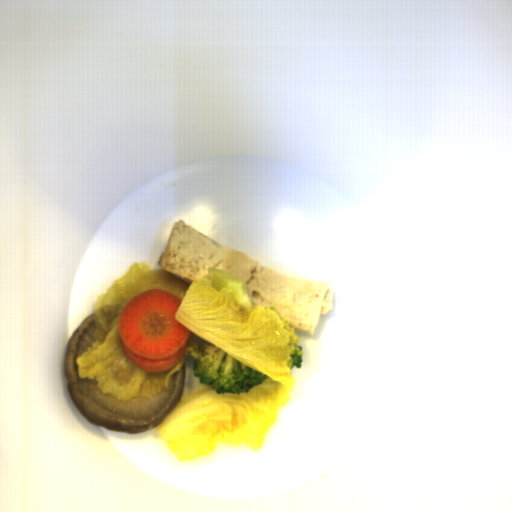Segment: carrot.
Segmentation results:
<instances>
[{
    "mask_svg": "<svg viewBox=\"0 0 512 512\" xmlns=\"http://www.w3.org/2000/svg\"><path fill=\"white\" fill-rule=\"evenodd\" d=\"M182 301L175 294L153 288L124 306L118 318L120 345L136 367L160 373L182 360L191 333L175 318Z\"/></svg>",
    "mask_w": 512,
    "mask_h": 512,
    "instance_id": "obj_1",
    "label": "carrot"
}]
</instances>
